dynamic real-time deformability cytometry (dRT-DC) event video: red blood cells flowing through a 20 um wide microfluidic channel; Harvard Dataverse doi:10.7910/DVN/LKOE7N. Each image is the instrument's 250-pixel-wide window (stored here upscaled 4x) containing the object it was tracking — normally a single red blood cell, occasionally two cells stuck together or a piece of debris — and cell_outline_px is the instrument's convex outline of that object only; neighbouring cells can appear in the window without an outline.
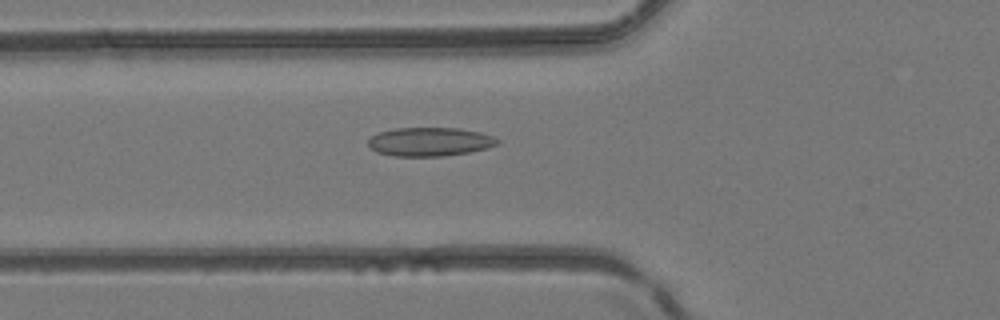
{"species": "common noctule bat (a hibernating species)", "species_latin": "Nyctalus noctula", "temperature_condition": "room temperature", "stored_images_in_passage": 40, "camera_frame_rate_fps": 3000, "um_per_image_px": 0.085, "animal": {"sex": "female", "body_mass_g": 24.6, "forearm_length_mm": 56.2}, "frame": {"image": 1, "passage_image": 10, "time_ms": 3.0, "image_size_px": [1000, 320], "cell_outline_px": [[500, 140], [496, 144], [488, 148], [468, 152], [444, 156], [392, 156], [376, 152], [368, 144], [368, 140], [372, 136], [380, 132], [396, 128], [460, 128], [480, 132], [492, 136]], "centroid_in_image_um": [36.53, 12.05], "position_along_channel_um": 89.3, "area_um2": 21.56}}
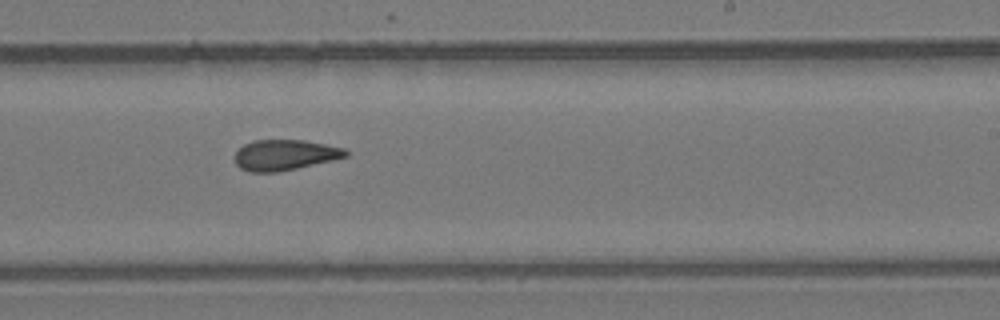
{"frame": {"image": 2, "passage_image": 22, "time_ms": 7.0, "image_size_px": [1000, 320], "cell_outline_px": [[348, 156], [332, 160], [280, 172], [248, 172], [240, 168], [236, 164], [236, 152], [244, 144], [252, 140], [304, 140], [344, 148], [348, 152]], "centroid_in_image_um": [24.19, 13.17], "position_along_channel_um": 264.8, "area_um2": 19.71}}
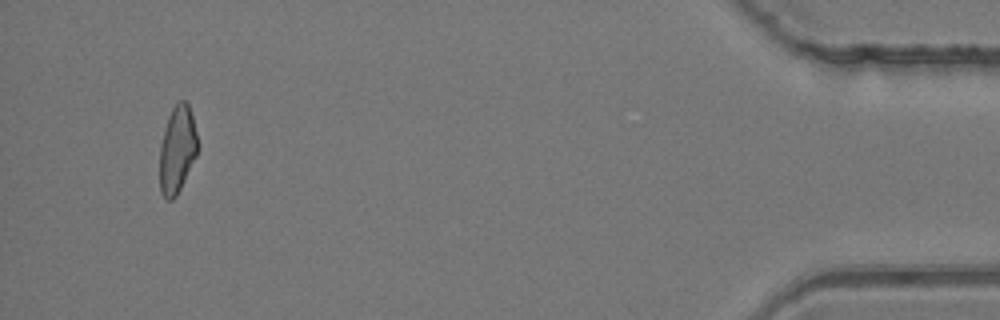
{"frame": {"image": 3, "passage_image": 38, "time_ms": 12.333, "image_size_px": [1000, 320], "cell_outline_px": [[196, 156], [176, 196], [172, 200], [168, 200], [160, 192], [160, 144], [164, 128], [168, 116], [176, 100], [184, 100], [188, 104], [192, 116], [196, 132]], "centroid_in_image_um": [15.04, 12.68], "position_along_channel_um": 420.2, "area_um2": 19.07}}